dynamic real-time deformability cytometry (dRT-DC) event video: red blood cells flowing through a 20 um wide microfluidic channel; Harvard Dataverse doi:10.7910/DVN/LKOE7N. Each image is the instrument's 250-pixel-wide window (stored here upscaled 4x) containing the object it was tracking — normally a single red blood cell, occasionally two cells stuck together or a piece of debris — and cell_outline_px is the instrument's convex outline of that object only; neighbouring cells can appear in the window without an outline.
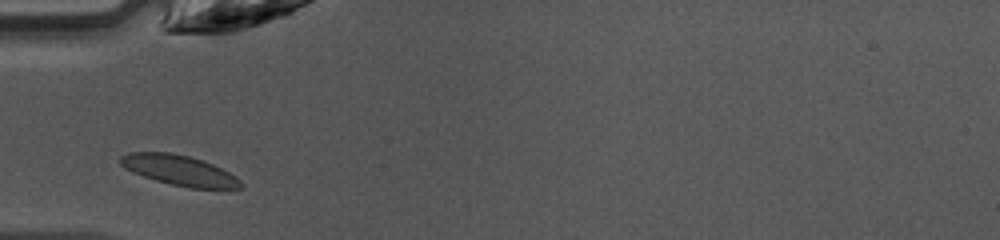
{"species": "common noctule bat (a hibernating species)", "species_latin": "Nyctalus noctula", "temperature_condition": "warm", "stored_images_in_passage": 25, "camera_frame_rate_fps": 3000, "um_per_image_px": 0.085, "animal": {"sex": "female", "body_mass_g": 10.0, "forearm_length_mm": 53.1}, "frame": {"image": 1, "passage_image": 1, "time_ms": 0.0, "image_size_px": [1000, 240], "cell_outline_px": [[244, 188], [192, 188], [172, 184], [156, 180], [132, 172], [124, 168], [120, 164], [120, 156], [128, 152], [172, 152], [204, 160], [236, 176], [244, 184]], "centroid_in_image_um": [15.24, 14.46], "position_along_channel_um": 69.8, "area_um2": 21.15}}
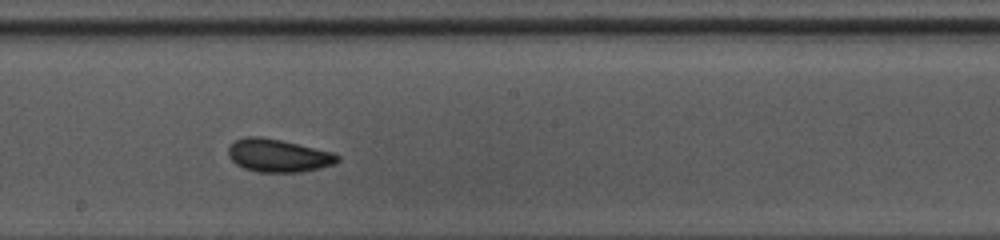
{"frame": {"image": 2, "passage_image": 12, "time_ms": 3.667, "image_size_px": [1000, 240], "cell_outline_px": [[340, 160], [332, 164], [320, 168], [300, 172], [256, 172], [244, 168], [236, 164], [228, 156], [228, 148], [236, 140], [244, 136], [260, 136], [280, 140], [332, 152], [340, 156]], "centroid_in_image_um": [23.62, 13.22], "position_along_channel_um": 224.6, "area_um2": 20.87}}
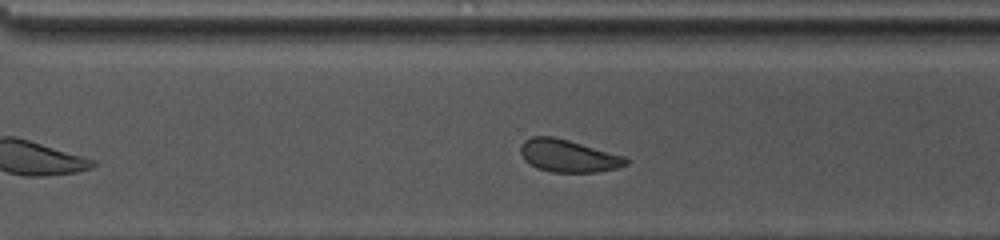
{"frame": {"image": 3, "passage_image": 19, "time_ms": 6.0, "image_size_px": [1000, 240], "cell_outline_px": [[628, 164], [616, 168], [596, 172], [552, 172], [536, 168], [528, 164], [524, 160], [520, 152], [520, 144], [524, 140], [532, 136], [552, 136], [568, 140], [624, 156], [628, 160]], "centroid_in_image_um": [48.24, 13.25], "position_along_channel_um": 322.4, "area_um2": 19.94}, "authors_computed_cell_mechanics": {"area_um2": 20.4612, "velocity_mm_per_s": 4.2092, "shape_relaxation_time_tau1_ms": 3.22, "shape_relaxation_time_tau2_ms": 3.9712, "deformation_change_tau1": 0.0855, "deformation_change_tau2": 0.0809}}